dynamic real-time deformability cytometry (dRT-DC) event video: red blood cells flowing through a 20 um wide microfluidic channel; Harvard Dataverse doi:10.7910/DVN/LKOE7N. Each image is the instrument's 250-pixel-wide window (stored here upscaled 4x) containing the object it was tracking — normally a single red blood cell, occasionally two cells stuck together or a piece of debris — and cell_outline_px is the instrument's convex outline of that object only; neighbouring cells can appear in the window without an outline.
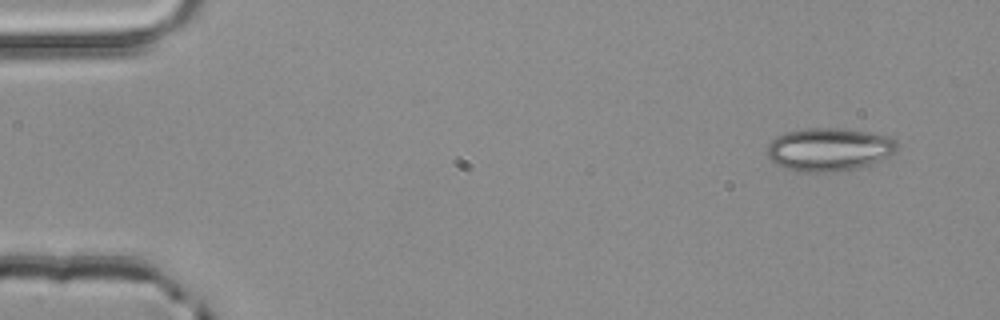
{"species": "common noctule bat (a hibernating species)", "species_latin": "Nyctalus noctula", "temperature_condition": "room temperature", "stored_images_in_passage": 3, "camera_frame_rate_fps": 3000, "um_per_image_px": 0.085, "animal": {"sex": "male", "body_mass_g": 20.4}, "frame": {"image": 1, "passage_image": 1, "time_ms": 0.0, "image_size_px": [1000, 320], "cell_outline_px": [[896, 152], [880, 160], [856, 168], [836, 172], [800, 172], [784, 168], [776, 164], [768, 156], [768, 144], [776, 136], [788, 132], [808, 128], [844, 128], [868, 132], [888, 136], [896, 140]], "centroid_in_image_um": [70.46, 12.7], "position_along_channel_um": 14.5, "area_um2": 32.6}}